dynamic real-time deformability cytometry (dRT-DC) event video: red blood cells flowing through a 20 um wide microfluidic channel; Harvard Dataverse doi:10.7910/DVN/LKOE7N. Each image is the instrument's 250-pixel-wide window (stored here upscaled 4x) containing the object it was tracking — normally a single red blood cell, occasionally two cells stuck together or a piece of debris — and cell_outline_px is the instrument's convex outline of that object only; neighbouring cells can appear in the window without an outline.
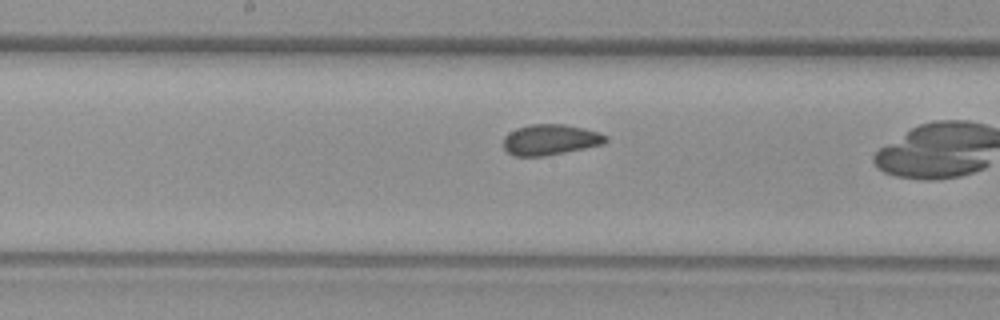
{"species": "common noctule bat (a hibernating species)", "species_latin": "Nyctalus noctula", "temperature_condition": "warm", "stored_images_in_passage": 24, "camera_frame_rate_fps": 3000, "um_per_image_px": 0.085, "animal": {"sex": "female", "body_mass_g": 29.2, "forearm_length_mm": 56.3}, "frame": {"image": 1, "passage_image": 17, "time_ms": 5.333, "image_size_px": [1000, 320], "cell_outline_px": [[608, 140], [604, 144], [544, 156], [512, 156], [504, 148], [504, 136], [508, 132], [516, 128], [528, 124], [568, 124], [600, 132], [608, 136]], "centroid_in_image_um": [46.78, 11.86], "position_along_channel_um": 201.4, "area_um2": 18.5}}